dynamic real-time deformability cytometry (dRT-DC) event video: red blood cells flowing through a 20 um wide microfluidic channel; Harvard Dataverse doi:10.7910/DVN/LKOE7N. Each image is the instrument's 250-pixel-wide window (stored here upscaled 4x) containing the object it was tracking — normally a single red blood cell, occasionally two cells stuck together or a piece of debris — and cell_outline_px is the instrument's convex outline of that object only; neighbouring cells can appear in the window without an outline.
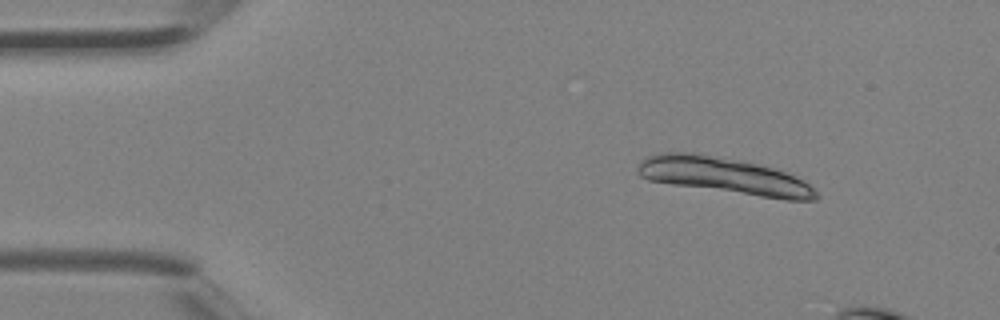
{"species": "Egyptian fruit bat (a non-hibernating species)", "species_latin": "Rousettus aegyptiacus", "temperature_condition": "room temperature", "stored_images_in_passage": 3, "camera_frame_rate_fps": 3000, "um_per_image_px": 0.085, "animal": {"sex": "female"}, "frame": {"image": 1, "passage_image": 1, "time_ms": 0.0, "image_size_px": [1000, 320], "cell_outline_px": [[820, 196], [816, 200], [784, 200], [672, 184], [648, 180], [640, 176], [636, 172], [636, 168], [640, 160], [644, 156], [660, 152], [692, 152], [724, 156], [772, 168], [796, 176], [804, 180]], "centroid_in_image_um": [61.51, 14.92], "position_along_channel_um": 23.5, "area_um2": 38.32}}